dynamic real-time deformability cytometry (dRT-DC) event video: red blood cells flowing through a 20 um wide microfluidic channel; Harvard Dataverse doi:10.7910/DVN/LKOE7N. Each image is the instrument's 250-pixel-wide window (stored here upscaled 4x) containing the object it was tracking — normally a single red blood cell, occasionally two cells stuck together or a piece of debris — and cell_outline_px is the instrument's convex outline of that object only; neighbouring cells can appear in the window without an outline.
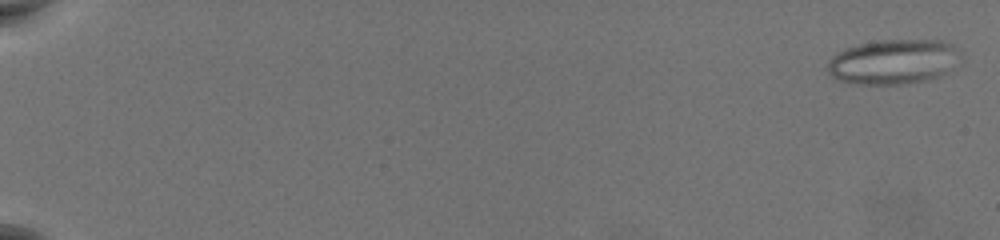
{"species": "common noctule bat (a hibernating species)", "species_latin": "Nyctalus noctula", "temperature_condition": "warm", "stored_images_in_passage": 61, "camera_frame_rate_fps": 3000, "um_per_image_px": 0.085, "animal": {"sex": "female", "body_mass_g": 19.5, "forearm_length_mm": 54.1}, "frame": {"image": 1, "passage_image": 2, "time_ms": 0.333, "image_size_px": [1000, 240], "cell_outline_px": [[964, 56], [960, 64], [948, 72], [936, 76], [916, 80], [892, 84], [868, 84], [844, 80], [832, 76], [828, 72], [828, 60], [832, 56], [844, 48], [860, 44], [880, 40], [944, 40], [952, 44]], "centroid_in_image_um": [76.01, 5.2], "position_along_channel_um": 9.0, "area_um2": 34.39}}
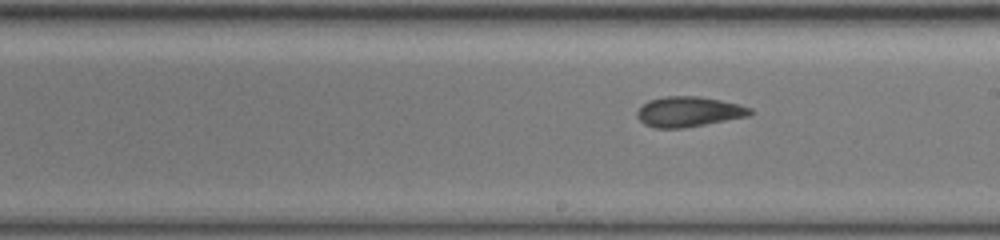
{"frame": {"image": 2, "passage_image": 38, "time_ms": 12.333, "image_size_px": [1000, 240], "cell_outline_px": [[752, 112], [748, 116], [684, 128], [656, 128], [644, 124], [636, 116], [636, 112], [648, 100], [664, 96], [696, 96], [720, 100], [752, 108]], "centroid_in_image_um": [58.5, 9.5], "position_along_channel_um": 230.5, "area_um2": 19.71}}
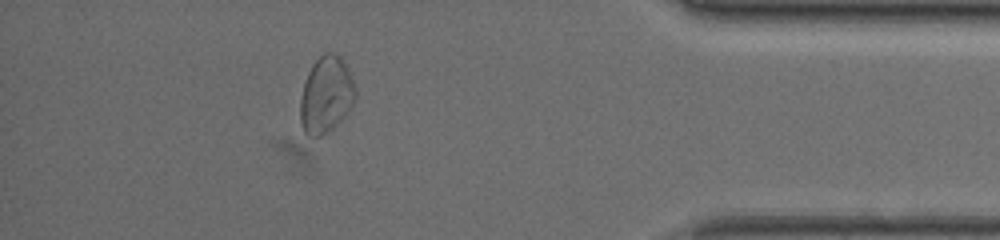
{"frame": {"image": 3, "passage_image": 55, "time_ms": 18.0, "image_size_px": [1000, 240], "cell_outline_px": [[356, 96], [352, 104], [340, 120], [332, 128], [320, 136], [308, 136], [304, 132], [300, 120], [300, 100], [304, 84], [308, 72], [312, 64], [324, 52], [332, 52], [340, 56], [348, 68], [356, 92]], "centroid_in_image_um": [27.7, 8.04], "position_along_channel_um": 407.5, "area_um2": 24.28}, "authors_computed_cell_mechanics": {"area_um2": 24.276, "velocity_mm_per_s": 3.6734, "shape_relaxation_time_tau1_ms": null, "shape_relaxation_time_tau2_ms": 1.8314, "deformation_change_tau1": null, "deformation_change_tau2": 0.0914}}